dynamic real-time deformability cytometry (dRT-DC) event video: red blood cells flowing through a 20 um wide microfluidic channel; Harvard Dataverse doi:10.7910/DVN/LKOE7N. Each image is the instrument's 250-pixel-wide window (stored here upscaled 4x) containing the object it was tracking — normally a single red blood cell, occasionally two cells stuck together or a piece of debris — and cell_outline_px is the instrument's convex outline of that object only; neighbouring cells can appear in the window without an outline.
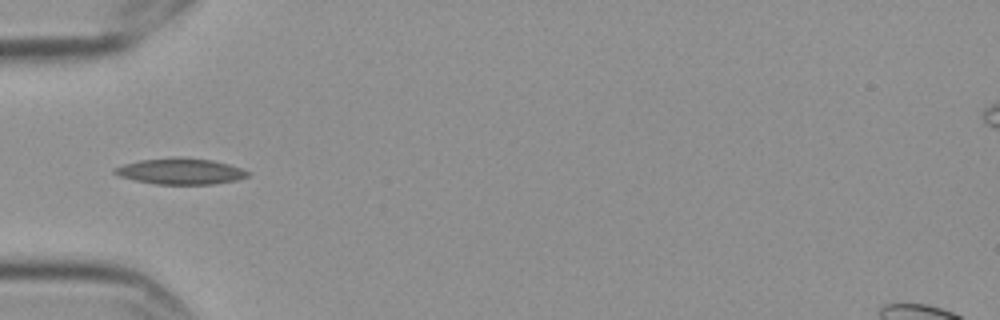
{"species": "Egyptian fruit bat (a non-hibernating species)", "species_latin": "Rousettus aegyptiacus", "temperature_condition": "cold", "stored_images_in_passage": 5, "camera_frame_rate_fps": 3000, "um_per_image_px": 0.085, "frame": {"image": 1, "passage_image": 2, "time_ms": 0.333, "image_size_px": [1000, 320], "cell_outline_px": [[248, 176], [236, 180], [212, 184], [156, 184], [136, 180], [120, 176], [112, 172], [112, 168], [124, 164], [140, 160], [172, 156], [180, 156], [212, 160], [228, 164], [240, 168], [248, 172]], "centroid_in_image_um": [15.3, 14.54], "position_along_channel_um": 69.7, "area_um2": 20.23}}
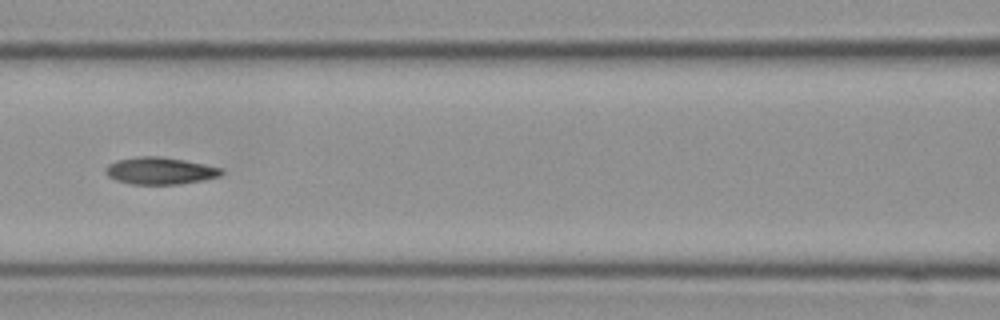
{"frame": {"image": 2, "passage_image": 4, "time_ms": 1.0, "image_size_px": [1000, 320], "cell_outline_px": [[224, 172], [220, 176], [204, 180], [180, 184], [132, 184], [116, 180], [108, 176], [104, 172], [104, 168], [108, 164], [116, 160], [136, 156], [160, 156], [184, 160], [224, 168]], "centroid_in_image_um": [13.6, 14.51], "position_along_channel_um": 153.0, "area_um2": 18.5}}
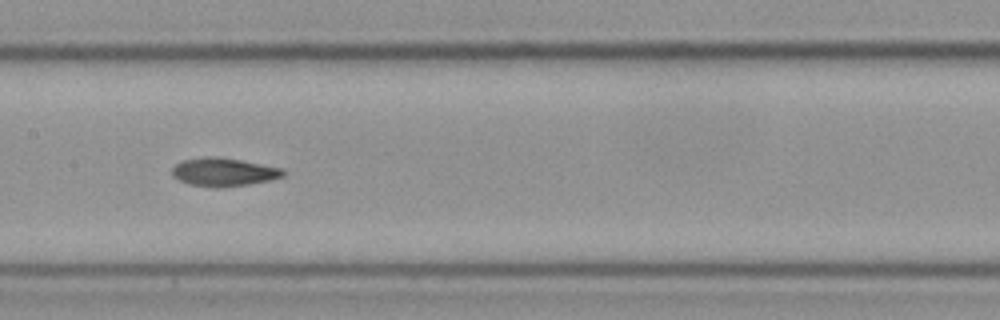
{"frame": {"image": 3, "passage_image": 5, "time_ms": 1.333, "image_size_px": [1000, 320], "cell_outline_px": [[288, 172], [284, 176], [268, 180], [248, 184], [220, 188], [188, 184], [172, 176], [172, 168], [176, 164], [184, 160], [204, 156], [216, 156], [240, 160], [284, 168]], "centroid_in_image_um": [19.03, 14.62], "position_along_channel_um": 188.4, "area_um2": 18.38}}